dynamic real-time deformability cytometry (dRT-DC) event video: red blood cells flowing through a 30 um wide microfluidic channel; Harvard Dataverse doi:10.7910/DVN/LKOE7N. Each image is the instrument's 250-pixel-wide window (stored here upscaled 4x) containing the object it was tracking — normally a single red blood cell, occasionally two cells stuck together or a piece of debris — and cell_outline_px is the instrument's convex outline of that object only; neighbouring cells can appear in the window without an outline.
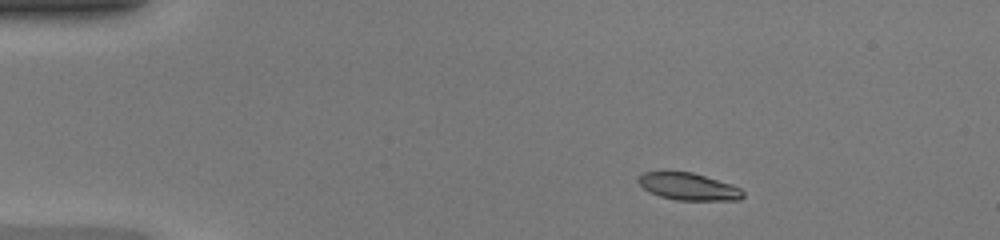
{"species": "common noctule bat (a hibernating species)", "species_latin": "Nyctalus noctula", "temperature_condition": "warm", "stored_images_in_passage": 47, "camera_frame_rate_fps": 3000, "um_per_image_px": 0.085, "animal": {"sex": "female", "body_mass_g": 20.0, "forearm_length_mm": 54.0}, "frame": {"image": 1, "passage_image": 7, "time_ms": 2.0, "image_size_px": [1000, 240], "cell_outline_px": [[744, 196], [740, 200], [676, 200], [660, 196], [644, 188], [636, 180], [644, 172], [692, 172], [732, 184], [740, 188], [744, 192]], "centroid_in_image_um": [58.56, 15.86], "position_along_channel_um": 26.4, "area_um2": 16.42}}
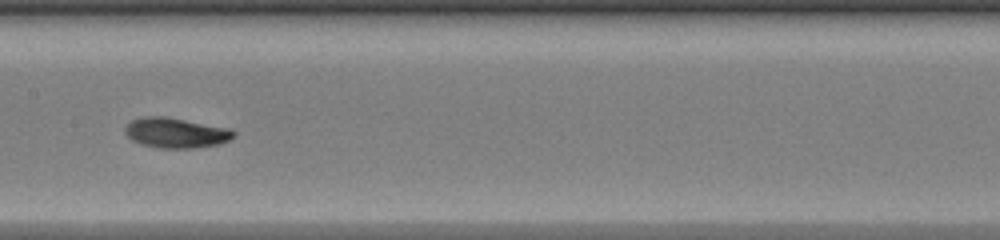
{"frame": {"image": 2, "passage_image": 24, "time_ms": 7.667, "image_size_px": [1000, 240], "cell_outline_px": [[236, 136], [220, 144], [192, 148], [156, 148], [140, 144], [132, 140], [124, 132], [124, 128], [132, 120], [144, 116], [164, 116], [232, 128], [236, 132]], "centroid_in_image_um": [14.97, 11.29], "position_along_channel_um": 192.4, "area_um2": 19.31}}
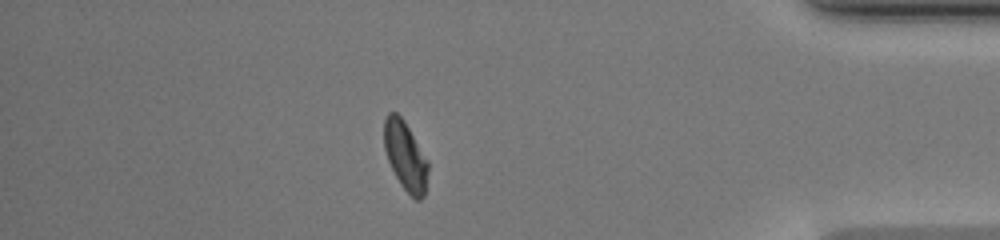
{"frame": {"image": 3, "passage_image": 41, "time_ms": 13.333, "image_size_px": [1000, 240], "cell_outline_px": [[428, 172], [424, 196], [420, 200], [416, 200], [400, 184], [388, 160], [384, 148], [384, 120], [388, 112], [396, 112], [404, 120], [428, 160]], "centroid_in_image_um": [34.46, 13.24], "position_along_channel_um": 400.7, "area_um2": 17.57}, "authors_computed_cell_mechanics": {"area_um2": 17.8602, "velocity_mm_per_s": 4.3153, "shape_relaxation_time_tau1_ms": 2.2758, "shape_relaxation_time_tau2_ms": 4.413, "deformation_change_tau1": 0.154, "deformation_change_tau2": 0.0405}}